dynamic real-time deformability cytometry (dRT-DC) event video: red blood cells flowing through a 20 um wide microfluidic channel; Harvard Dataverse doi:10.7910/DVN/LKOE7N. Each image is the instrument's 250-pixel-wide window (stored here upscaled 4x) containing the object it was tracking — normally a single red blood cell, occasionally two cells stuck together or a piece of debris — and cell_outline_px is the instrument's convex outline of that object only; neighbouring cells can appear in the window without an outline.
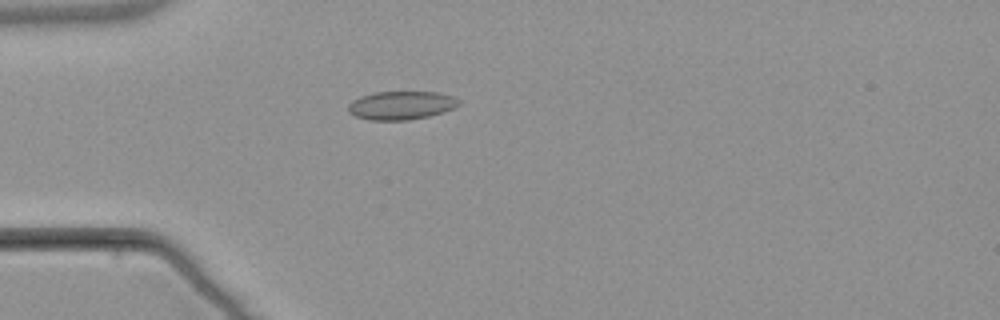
{"species": "common noctule bat (a hibernating species)", "species_latin": "Nyctalus noctula", "temperature_condition": "warm", "stored_images_in_passage": 1, "camera_frame_rate_fps": 3000, "um_per_image_px": 0.085, "animal": {"sex": "male", "body_mass_g": 21.5, "forearm_length_mm": 52.0}, "frame": {"image": 1, "passage_image": 1, "time_ms": 0.0, "image_size_px": [1000, 320], "cell_outline_px": [[460, 104], [456, 108], [444, 112], [428, 116], [408, 120], [368, 120], [356, 116], [348, 112], [348, 104], [352, 100], [360, 96], [376, 92], [436, 92], [452, 96], [460, 100]], "centroid_in_image_um": [34.11, 8.96], "position_along_channel_um": 50.9, "area_um2": 18.44}}